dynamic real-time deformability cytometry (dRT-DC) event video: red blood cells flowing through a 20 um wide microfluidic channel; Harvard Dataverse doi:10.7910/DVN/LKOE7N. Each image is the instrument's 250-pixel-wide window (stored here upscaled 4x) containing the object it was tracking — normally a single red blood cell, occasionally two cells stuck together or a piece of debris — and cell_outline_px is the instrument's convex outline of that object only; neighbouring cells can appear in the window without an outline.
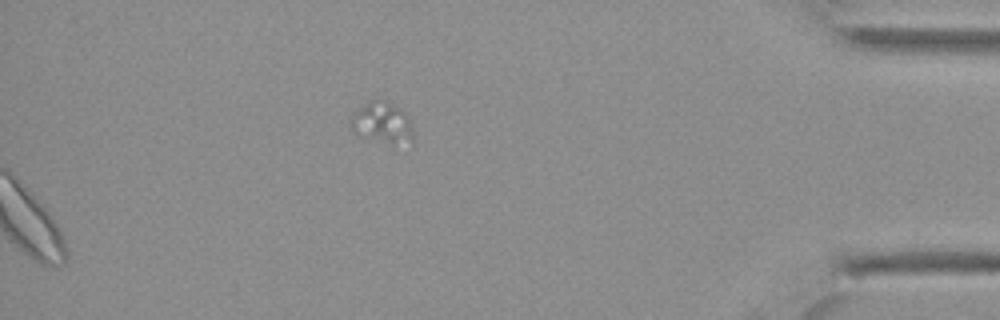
{"species": "Egyptian fruit bat (a non-hibernating species)", "species_latin": "Rousettus aegyptiacus", "temperature_condition": "cold", "stored_images_in_passage": 40, "segment_of_instrument_passage": [2, 2], "camera_frame_rate_fps": 3000, "um_per_image_px": 0.085, "animal": {"sex": "female"}, "frame": {"image": 1, "passage_image": 40, "time_ms": 13.0, "image_size_px": [1000, 320], "cell_outline_px": [[412, 136], [392, 144], [352, 132], [352, 116], [364, 104], [372, 100], [376, 100], [388, 104], [396, 108], [408, 120], [412, 128]], "centroid_in_image_um": [32.41, 10.43], "position_along_channel_um": 402.8, "area_um2": 13.35}}